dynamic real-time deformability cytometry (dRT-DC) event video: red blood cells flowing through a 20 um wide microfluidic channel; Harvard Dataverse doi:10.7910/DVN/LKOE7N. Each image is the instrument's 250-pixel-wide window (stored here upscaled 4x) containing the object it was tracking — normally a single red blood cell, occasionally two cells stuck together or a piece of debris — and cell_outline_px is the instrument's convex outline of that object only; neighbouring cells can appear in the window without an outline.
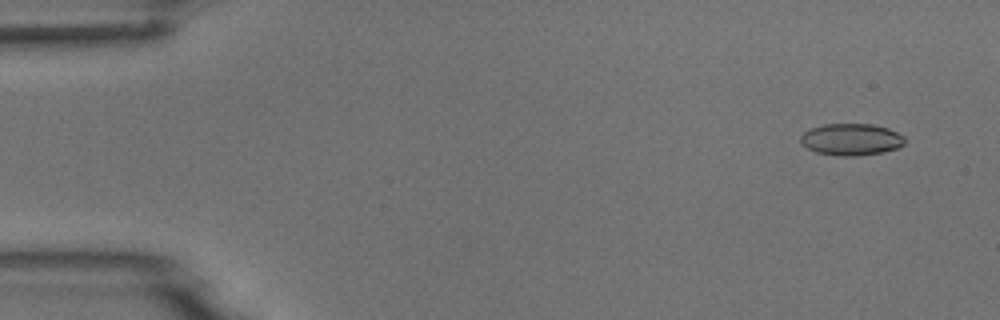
{"species": "common noctule bat (a hibernating species)", "species_latin": "Nyctalus noctula", "temperature_condition": "room temperature", "stored_images_in_passage": 7, "camera_frame_rate_fps": 3000, "um_per_image_px": 0.085, "animal": {"sex": "male", "body_mass_g": 18.8}, "frame": {"image": 1, "passage_image": 1, "time_ms": 0.0, "image_size_px": [1000, 320], "cell_outline_px": [[904, 144], [896, 148], [880, 152], [856, 156], [840, 156], [816, 152], [808, 148], [800, 140], [800, 136], [804, 132], [812, 128], [824, 124], [872, 124], [888, 128], [904, 136]], "centroid_in_image_um": [72.35, 11.85], "position_along_channel_um": 12.7, "area_um2": 19.07}}
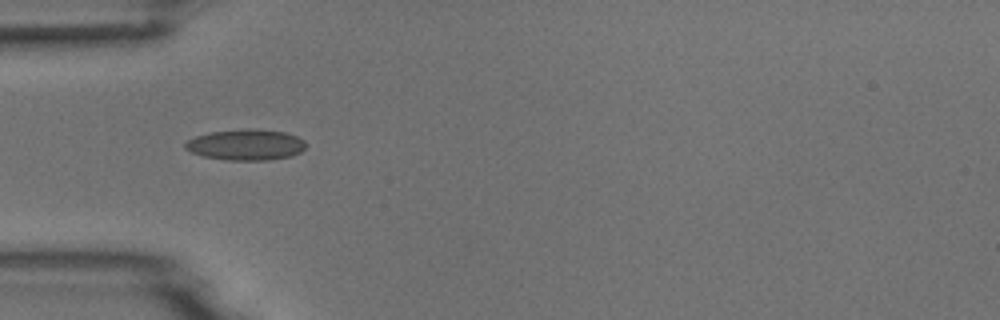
{"frame": {"image": 2, "passage_image": 4, "time_ms": 4.333, "image_size_px": [1000, 320], "cell_outline_px": [[304, 148], [300, 152], [292, 156], [268, 160], [228, 160], [204, 156], [192, 152], [184, 148], [184, 144], [188, 140], [196, 136], [208, 132], [244, 128], [252, 128], [284, 132], [296, 136], [304, 140]], "centroid_in_image_um": [20.88, 12.29], "position_along_channel_um": 64.1, "area_um2": 21.73}}